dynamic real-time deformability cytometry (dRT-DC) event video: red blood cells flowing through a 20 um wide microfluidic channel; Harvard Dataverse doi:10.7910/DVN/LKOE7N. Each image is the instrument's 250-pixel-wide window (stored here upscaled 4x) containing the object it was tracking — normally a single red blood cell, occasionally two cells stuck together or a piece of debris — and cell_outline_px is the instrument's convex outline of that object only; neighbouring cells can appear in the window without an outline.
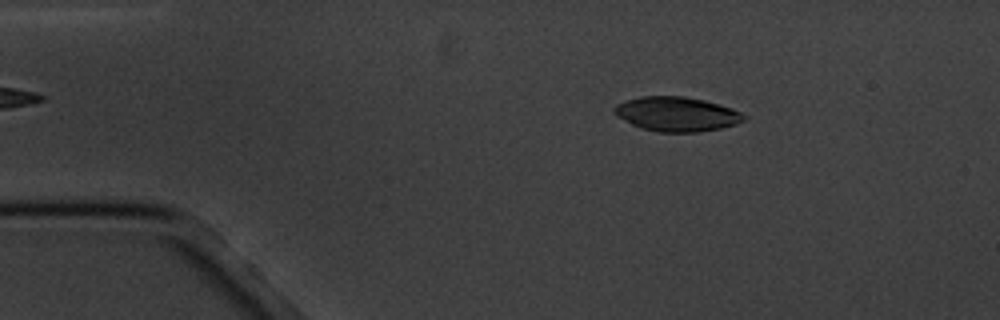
{"species": "common noctule bat (a hibernating species)", "species_latin": "Nyctalus noctula", "temperature_condition": "cold", "stored_images_in_passage": 5, "camera_frame_rate_fps": 3000, "um_per_image_px": 0.085, "animal": {"sex": "male", "body_mass_g": 20.1, "forearm_length_mm": 53.5}, "frame": {"image": 1, "passage_image": 2, "time_ms": 1.0, "image_size_px": [1000, 320], "cell_outline_px": [[748, 116], [744, 120], [736, 124], [720, 128], [696, 132], [660, 132], [640, 128], [616, 116], [612, 112], [612, 108], [616, 104], [640, 96], [684, 96], [704, 100], [720, 104], [732, 108]], "centroid_in_image_um": [57.51, 9.69], "position_along_channel_um": 27.5, "area_um2": 26.13}}
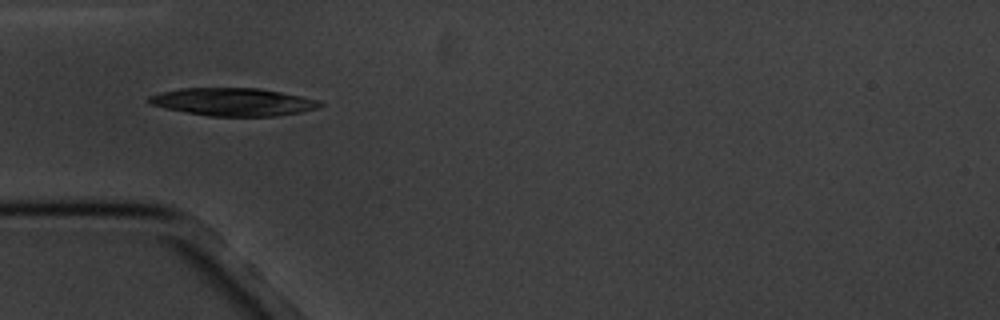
{"frame": {"image": 2, "passage_image": 4, "time_ms": 3.667, "image_size_px": [1000, 320], "cell_outline_px": [[324, 104], [316, 108], [304, 112], [276, 116], [208, 116], [164, 108], [152, 104], [148, 100], [148, 96], [180, 88], [260, 88], [300, 96], [316, 100]], "centroid_in_image_um": [19.83, 8.67], "position_along_channel_um": 65.2, "area_um2": 27.51}}
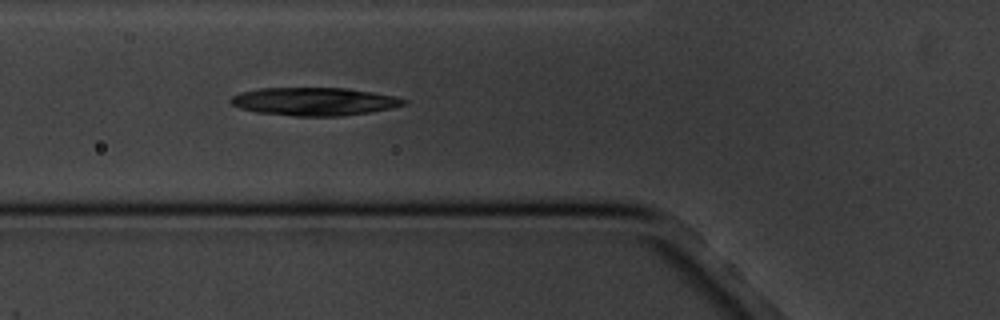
{"frame": {"image": 3, "passage_image": 5, "time_ms": 4.667, "image_size_px": [1000, 320], "cell_outline_px": [[408, 104], [392, 108], [372, 112], [340, 116], [296, 116], [256, 112], [240, 108], [232, 104], [228, 100], [232, 96], [240, 92], [260, 88], [348, 88], [396, 96], [408, 100]], "centroid_in_image_um": [26.74, 8.63], "position_along_channel_um": 99.1, "area_um2": 28.5}}